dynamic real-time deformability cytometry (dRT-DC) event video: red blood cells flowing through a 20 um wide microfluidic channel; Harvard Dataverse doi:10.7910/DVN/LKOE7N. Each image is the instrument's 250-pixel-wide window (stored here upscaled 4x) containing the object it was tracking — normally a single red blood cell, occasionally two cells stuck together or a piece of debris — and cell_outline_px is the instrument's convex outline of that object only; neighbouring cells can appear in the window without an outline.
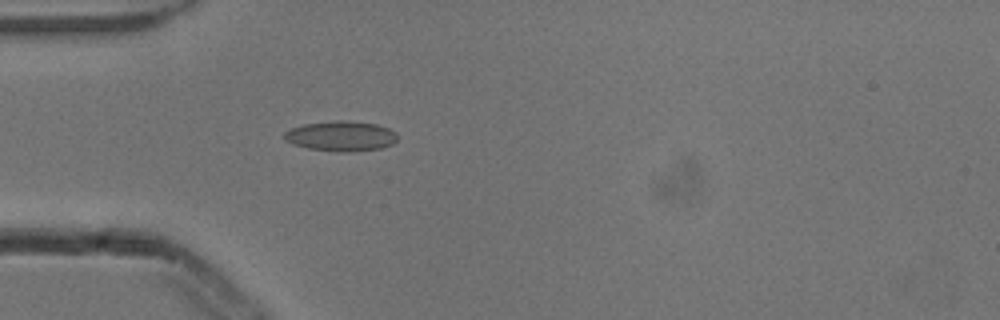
{"species": "common noctule bat (a hibernating species)", "species_latin": "Nyctalus noctula", "temperature_condition": "cold", "stored_images_in_passage": 4, "camera_frame_rate_fps": 3000, "um_per_image_px": 0.085, "animal": {"sex": "male", "body_mass_g": 13.3}, "frame": {"image": 1, "passage_image": 4, "time_ms": 1.0, "image_size_px": [1000, 320], "cell_outline_px": [[396, 140], [392, 144], [380, 148], [352, 152], [340, 152], [308, 148], [292, 144], [284, 140], [284, 132], [292, 128], [304, 124], [336, 120], [344, 120], [376, 124], [388, 128], [396, 132]], "centroid_in_image_um": [28.97, 11.57], "position_along_channel_um": 56.0, "area_um2": 19.83}}